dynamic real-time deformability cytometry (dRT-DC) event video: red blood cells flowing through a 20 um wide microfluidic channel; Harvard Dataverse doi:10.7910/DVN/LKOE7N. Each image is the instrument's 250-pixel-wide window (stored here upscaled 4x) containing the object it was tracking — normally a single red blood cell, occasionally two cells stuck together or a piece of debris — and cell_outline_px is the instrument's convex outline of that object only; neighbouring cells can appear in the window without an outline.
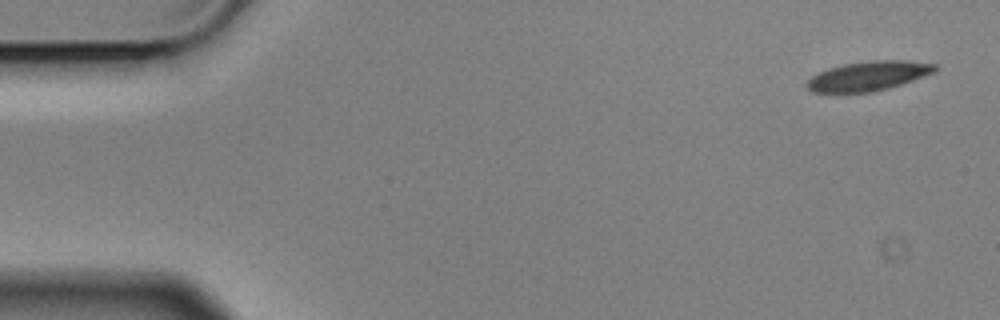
{"species": "Egyptian fruit bat (a non-hibernating species)", "species_latin": "Rousettus aegyptiacus", "temperature_condition": "cold", "stored_images_in_passage": 6, "camera_frame_rate_fps": 3000, "um_per_image_px": 0.085, "animal": {"sex": "male"}, "frame": {"image": 1, "passage_image": 1, "time_ms": 0.0, "image_size_px": [1000, 320], "cell_outline_px": [[940, 68], [936, 72], [888, 88], [872, 92], [812, 92], [804, 84], [812, 76], [828, 68], [844, 64], [872, 60], [908, 60], [936, 64]], "centroid_in_image_um": [73.85, 6.44], "position_along_channel_um": 11.2, "area_um2": 21.96}}
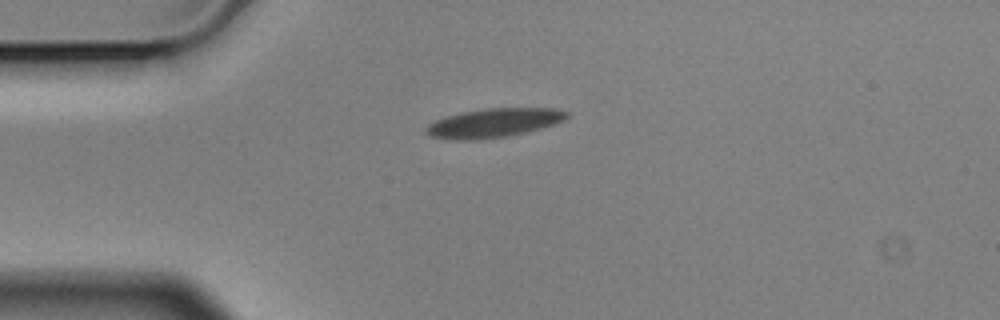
{"frame": {"image": 2, "passage_image": 4, "time_ms": 1.0, "image_size_px": [1000, 320], "cell_outline_px": [[568, 116], [564, 120], [540, 128], [508, 136], [476, 140], [456, 140], [428, 136], [424, 132], [424, 128], [428, 124], [436, 120], [460, 112], [484, 108], [556, 108], [568, 112]], "centroid_in_image_um": [41.92, 10.44], "position_along_channel_um": 43.1, "area_um2": 23.76}}
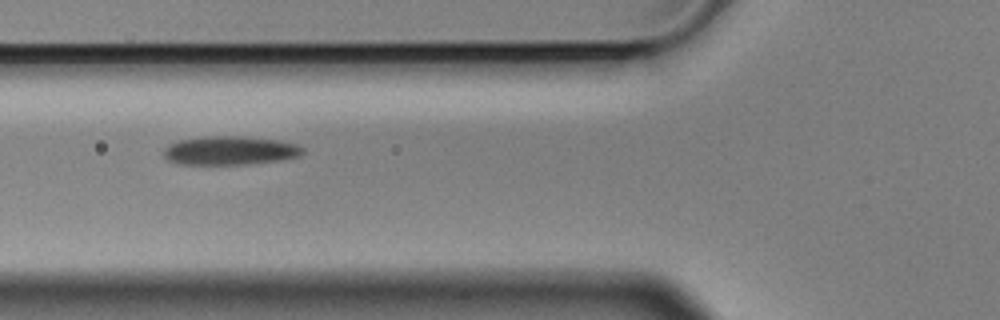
{"frame": {"image": 3, "passage_image": 6, "time_ms": 1.667, "image_size_px": [1000, 320], "cell_outline_px": [[304, 152], [300, 156], [280, 160], [244, 164], [176, 164], [168, 160], [164, 156], [164, 148], [176, 140], [208, 136], [244, 136], [276, 140], [296, 144], [304, 148]], "centroid_in_image_um": [19.53, 12.79], "position_along_channel_um": 106.3, "area_um2": 23.29}}